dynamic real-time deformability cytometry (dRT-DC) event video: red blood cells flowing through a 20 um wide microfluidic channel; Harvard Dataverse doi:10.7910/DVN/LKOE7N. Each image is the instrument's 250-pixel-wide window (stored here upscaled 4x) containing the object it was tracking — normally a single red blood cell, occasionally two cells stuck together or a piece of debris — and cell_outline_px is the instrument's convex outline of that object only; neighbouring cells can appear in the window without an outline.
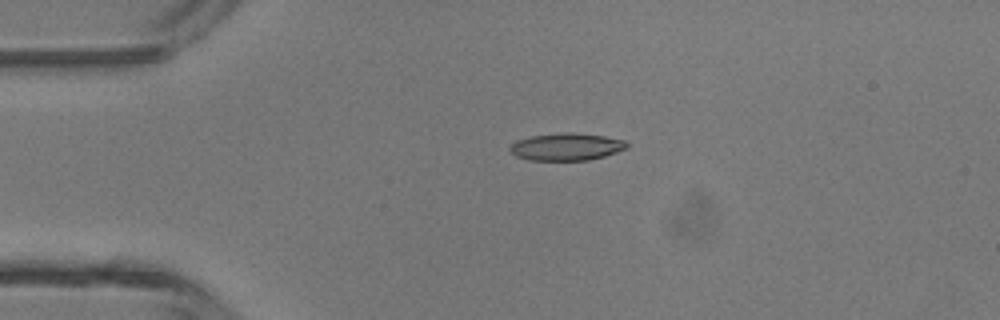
{"species": "common noctule bat (a hibernating species)", "species_latin": "Nyctalus noctula", "temperature_condition": "room temperature", "stored_images_in_passage": 3, "camera_frame_rate_fps": 3000, "um_per_image_px": 0.085, "animal": {"sex": "male", "body_mass_g": 13.3}, "frame": {"image": 1, "passage_image": 3, "time_ms": 0.667, "image_size_px": [1000, 320], "cell_outline_px": [[628, 148], [604, 156], [588, 160], [528, 160], [516, 156], [508, 148], [516, 140], [532, 136], [564, 132], [572, 132], [604, 136], [624, 140], [628, 144]], "centroid_in_image_um": [48.15, 12.47], "position_along_channel_um": 36.9, "area_um2": 18.55}}